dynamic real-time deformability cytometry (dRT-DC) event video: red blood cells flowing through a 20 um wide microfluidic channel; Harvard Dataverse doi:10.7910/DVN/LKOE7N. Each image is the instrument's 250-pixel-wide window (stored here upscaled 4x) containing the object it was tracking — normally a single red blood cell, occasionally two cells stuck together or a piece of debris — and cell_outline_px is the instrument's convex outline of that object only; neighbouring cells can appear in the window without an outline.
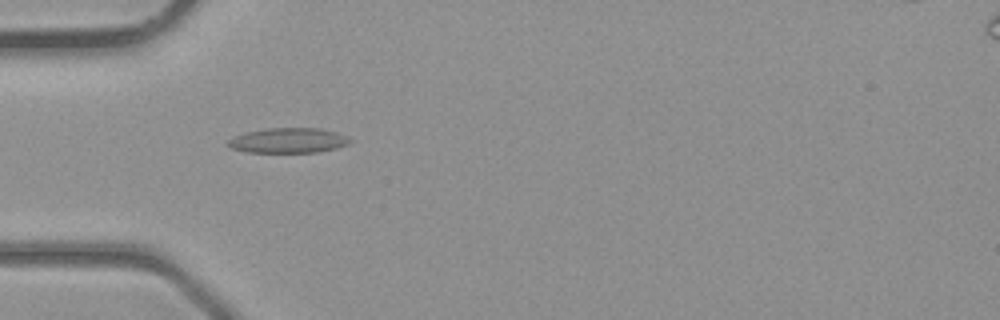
{"species": "common noctule bat (a hibernating species)", "species_latin": "Nyctalus noctula", "temperature_condition": "room temperature", "stored_images_in_passage": 39, "camera_frame_rate_fps": 3000, "um_per_image_px": 0.085, "animal": {"sex": "male", "body_mass_g": 23.1, "forearm_length_mm": 52.7}, "frame": {"image": 1, "passage_image": 11, "time_ms": 3.333, "image_size_px": [1000, 320], "cell_outline_px": [[352, 140], [348, 144], [336, 148], [316, 152], [248, 152], [232, 148], [228, 144], [228, 140], [232, 136], [244, 132], [268, 128], [320, 128], [336, 132], [348, 136]], "centroid_in_image_um": [24.51, 11.93], "position_along_channel_um": 60.5, "area_um2": 17.8}}
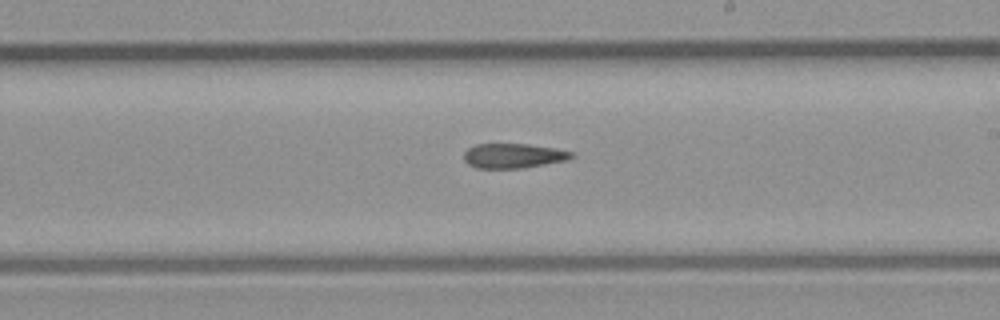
{"frame": {"image": 2, "passage_image": 22, "time_ms": 7.0, "image_size_px": [1000, 320], "cell_outline_px": [[576, 156], [568, 160], [524, 168], [476, 168], [468, 164], [464, 160], [464, 152], [468, 148], [476, 144], [528, 144], [556, 148], [572, 152]], "centroid_in_image_um": [43.66, 13.24], "position_along_channel_um": 245.3, "area_um2": 15.61}}
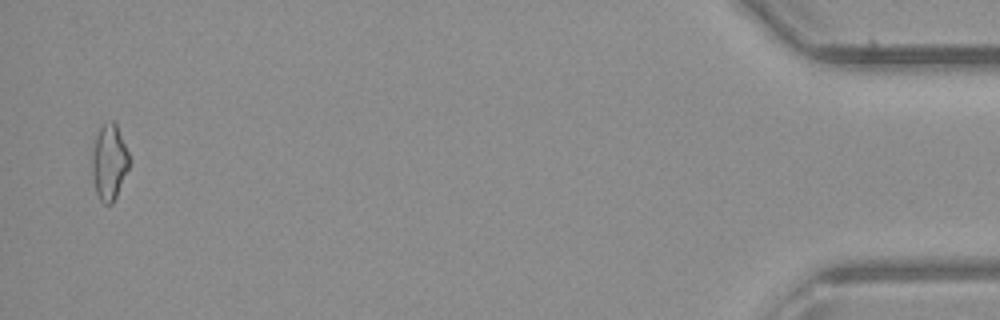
{"frame": {"image": 3, "passage_image": 38, "time_ms": 12.333, "image_size_px": [1000, 320], "cell_outline_px": [[132, 160], [116, 196], [112, 204], [104, 204], [100, 200], [96, 192], [92, 176], [92, 148], [96, 136], [100, 128], [104, 124], [112, 120], [116, 124]], "centroid_in_image_um": [9.29, 13.79], "position_along_channel_um": 425.9, "area_um2": 16.42}}